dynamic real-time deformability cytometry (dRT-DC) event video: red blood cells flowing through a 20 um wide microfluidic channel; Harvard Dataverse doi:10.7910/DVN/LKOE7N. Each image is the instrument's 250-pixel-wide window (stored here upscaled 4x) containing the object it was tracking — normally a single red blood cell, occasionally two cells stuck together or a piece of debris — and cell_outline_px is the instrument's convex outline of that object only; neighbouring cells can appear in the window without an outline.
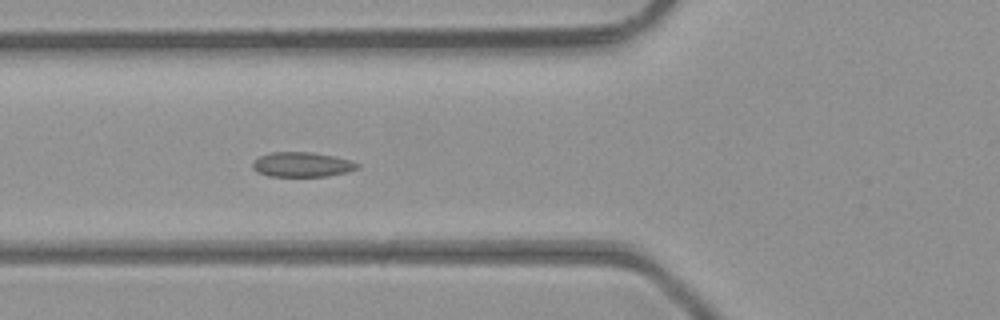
{"species": "common noctule bat (a hibernating species)", "species_latin": "Nyctalus noctula", "temperature_condition": "room temperature", "stored_images_in_passage": 4, "camera_frame_rate_fps": 3000, "um_per_image_px": 0.085, "animal": {"sex": "male", "body_mass_g": 23.1, "forearm_length_mm": 52.7}, "frame": {"image": 1, "passage_image": 4, "time_ms": 1.0, "image_size_px": [1000, 320], "cell_outline_px": [[360, 168], [348, 172], [328, 176], [268, 176], [256, 172], [252, 168], [252, 164], [260, 156], [272, 152], [312, 152], [332, 156], [348, 160], [360, 164]], "centroid_in_image_um": [25.67, 13.99], "position_along_channel_um": 100.1, "area_um2": 15.09}}